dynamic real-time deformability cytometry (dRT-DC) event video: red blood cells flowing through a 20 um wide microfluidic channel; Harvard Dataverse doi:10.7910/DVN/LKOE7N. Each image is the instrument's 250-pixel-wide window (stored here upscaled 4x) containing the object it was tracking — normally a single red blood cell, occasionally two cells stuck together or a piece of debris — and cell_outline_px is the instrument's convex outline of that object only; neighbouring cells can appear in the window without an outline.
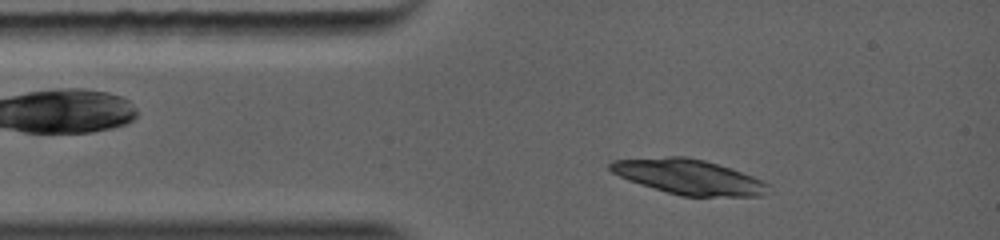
{"species": "common noctule bat (a hibernating species)", "species_latin": "Nyctalus noctula", "temperature_condition": "warm", "stored_images_in_passage": 4, "camera_frame_rate_fps": 5000, "um_per_image_px": 0.085, "animal": {"sex": "female", "body_mass_g": 19.0, "forearm_length_mm": 56.7}, "frame": {"image": 1, "passage_image": 4, "time_ms": 1.0, "image_size_px": [1000, 240], "cell_outline_px": [[768, 184], [760, 196], [680, 196], [640, 184], [628, 180], [612, 172], [608, 168], [608, 164], [612, 160], [668, 156], [688, 156], [704, 160], [732, 168], [752, 176]], "centroid_in_image_um": [58.46, 15.01], "position_along_channel_um": 26.5, "area_um2": 31.96}}